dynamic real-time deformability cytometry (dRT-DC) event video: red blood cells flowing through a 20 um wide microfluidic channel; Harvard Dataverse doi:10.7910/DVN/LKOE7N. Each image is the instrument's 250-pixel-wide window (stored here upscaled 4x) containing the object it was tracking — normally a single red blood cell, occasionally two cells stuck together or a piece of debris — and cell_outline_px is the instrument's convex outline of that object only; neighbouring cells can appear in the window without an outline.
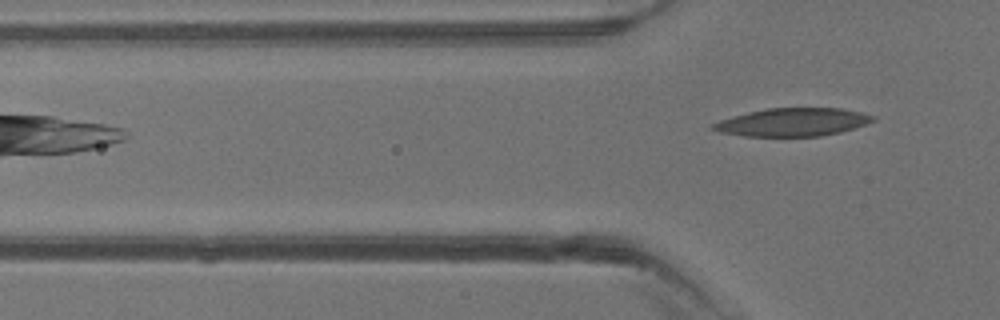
{"species": "common noctule bat (a hibernating species)", "species_latin": "Nyctalus noctula", "temperature_condition": "warm", "stored_images_in_passage": 3, "camera_frame_rate_fps": 3000, "um_per_image_px": 0.085, "animal": {"sex": "male", "body_mass_g": 13.3}, "frame": {"image": 1, "passage_image": 3, "time_ms": 2.667, "image_size_px": [1000, 320], "cell_outline_px": [[876, 120], [840, 132], [820, 136], [744, 136], [720, 132], [708, 128], [712, 124], [720, 120], [732, 116], [748, 112], [768, 108], [840, 108], [860, 112], [876, 116]], "centroid_in_image_um": [67.35, 10.38], "position_along_channel_um": 58.5, "area_um2": 26.07}}